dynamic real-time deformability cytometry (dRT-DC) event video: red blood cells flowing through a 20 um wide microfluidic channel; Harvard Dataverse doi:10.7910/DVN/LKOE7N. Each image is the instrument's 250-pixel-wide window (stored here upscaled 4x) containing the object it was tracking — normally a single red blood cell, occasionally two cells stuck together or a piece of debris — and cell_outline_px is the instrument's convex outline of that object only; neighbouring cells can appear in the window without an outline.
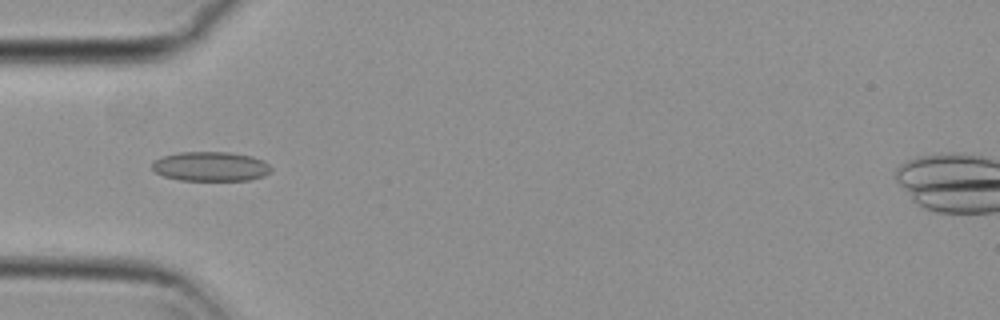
{"species": "common noctule bat (a hibernating species)", "species_latin": "Nyctalus noctula", "temperature_condition": "cold", "stored_images_in_passage": 39, "camera_frame_rate_fps": 3000, "um_per_image_px": 0.085, "animal": {"sex": "female", "body_mass_g": 29.2, "forearm_length_mm": 56.3}, "frame": {"image": 1, "passage_image": 1, "time_ms": 0.0, "image_size_px": [1000, 320], "cell_outline_px": [[272, 172], [264, 176], [248, 180], [180, 180], [164, 176], [156, 172], [152, 168], [152, 160], [160, 156], [180, 152], [228, 152], [252, 156], [264, 160], [272, 168]], "centroid_in_image_um": [17.91, 14.14], "position_along_channel_um": 67.1, "area_um2": 20.63}}
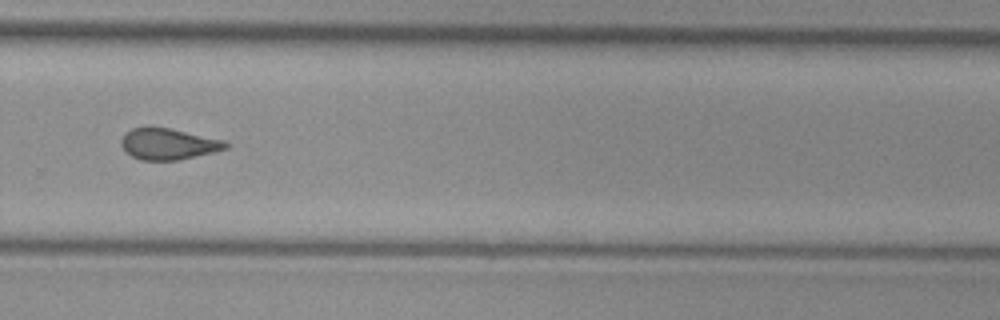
{"frame": {"image": 2, "passage_image": 21, "time_ms": 6.667, "image_size_px": [1000, 320], "cell_outline_px": [[228, 148], [180, 160], [140, 160], [132, 156], [120, 144], [120, 140], [124, 132], [132, 128], [148, 124], [152, 124], [224, 140], [228, 144]], "centroid_in_image_um": [14.25, 12.2], "position_along_channel_um": 315.6, "area_um2": 19.42}}
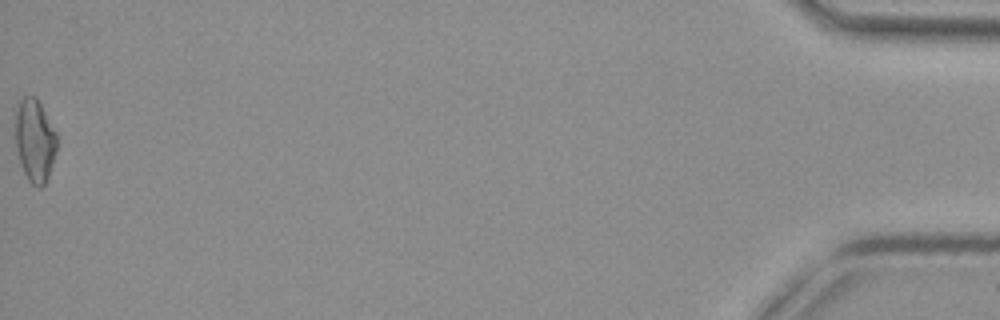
{"frame": {"image": 3, "passage_image": 39, "time_ms": 12.667, "image_size_px": [1000, 320], "cell_outline_px": [[56, 152], [48, 176], [44, 184], [40, 188], [36, 188], [28, 180], [24, 172], [16, 148], [16, 108], [20, 100], [24, 96], [36, 96], [56, 132]], "centroid_in_image_um": [2.96, 11.93], "position_along_channel_um": 432.2, "area_um2": 19.83}, "authors_computed_cell_mechanics": {"area_um2": 18.9584, "velocity_mm_per_s": 3.7289, "shape_relaxation_time_tau1_ms": null, "shape_relaxation_time_tau2_ms": 2.3048, "deformation_change_tau1": null, "deformation_change_tau2": 0.0919}}